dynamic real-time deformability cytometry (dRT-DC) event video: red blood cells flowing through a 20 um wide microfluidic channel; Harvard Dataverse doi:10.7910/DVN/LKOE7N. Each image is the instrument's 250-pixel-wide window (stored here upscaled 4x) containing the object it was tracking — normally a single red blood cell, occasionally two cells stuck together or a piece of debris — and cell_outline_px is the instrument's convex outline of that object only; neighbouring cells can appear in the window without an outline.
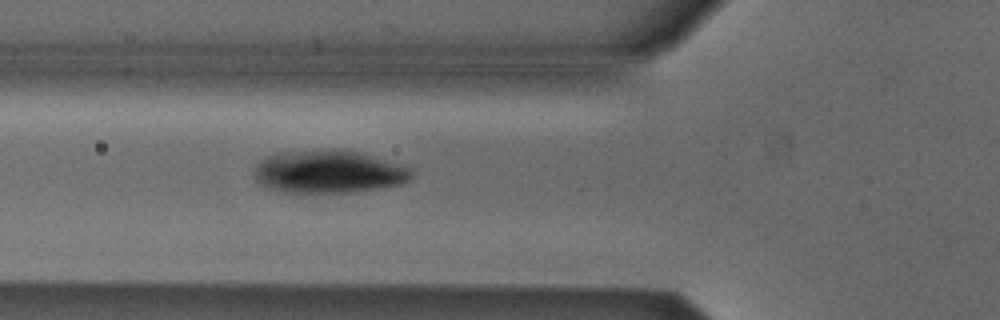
{"species": "Egyptian fruit bat (a non-hibernating species)", "species_latin": "Rousettus aegyptiacus", "temperature_condition": "cold", "stored_images_in_passage": 37, "camera_frame_rate_fps": 3000, "um_per_image_px": 0.085, "animal": {"sex": "male"}, "frame": {"image": 1, "passage_image": 8, "time_ms": 2.333, "image_size_px": [1000, 320], "cell_outline_px": [[412, 180], [400, 184], [380, 188], [352, 192], [304, 196], [296, 196], [260, 184], [256, 180], [256, 164], [260, 160], [276, 152], [328, 148], [344, 148], [360, 152], [412, 168]], "centroid_in_image_um": [27.92, 14.61], "position_along_channel_um": 97.9, "area_um2": 40.75}}
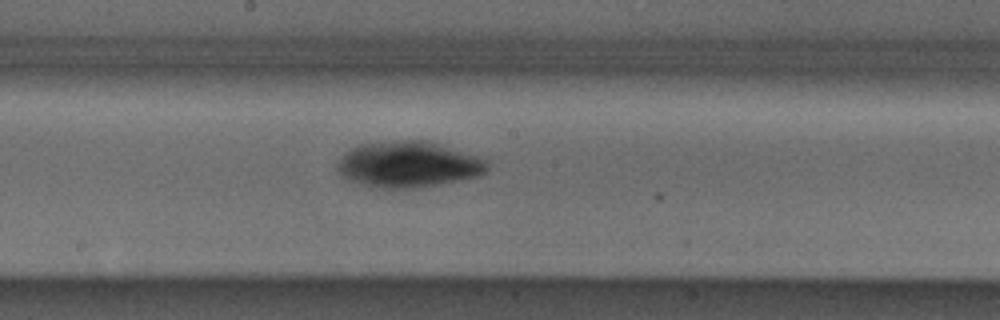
{"frame": {"image": 2, "passage_image": 17, "time_ms": 5.333, "image_size_px": [1000, 320], "cell_outline_px": [[488, 168], [480, 176], [420, 188], [368, 188], [348, 180], [336, 168], [336, 164], [352, 148], [360, 144], [404, 140], [420, 140], [436, 144], [484, 160], [488, 164]], "centroid_in_image_um": [34.65, 14.02], "position_along_channel_um": 213.6, "area_um2": 39.54}}
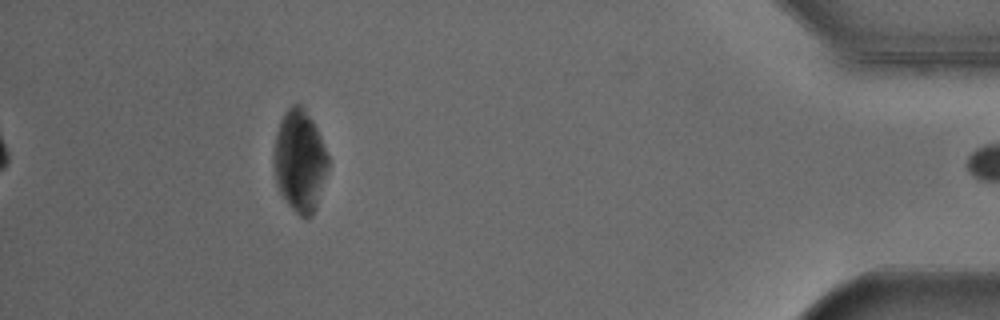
{"frame": {"image": 3, "passage_image": 37, "time_ms": 12.0, "image_size_px": [1000, 320], "cell_outline_px": [[328, 168], [316, 208], [312, 216], [300, 216], [288, 204], [280, 192], [276, 184], [272, 164], [272, 156], [276, 132], [280, 120], [284, 112], [292, 104], [300, 104], [312, 120], [316, 128], [328, 156]], "centroid_in_image_um": [25.44, 13.67], "position_along_channel_um": 409.8, "area_um2": 32.25}}